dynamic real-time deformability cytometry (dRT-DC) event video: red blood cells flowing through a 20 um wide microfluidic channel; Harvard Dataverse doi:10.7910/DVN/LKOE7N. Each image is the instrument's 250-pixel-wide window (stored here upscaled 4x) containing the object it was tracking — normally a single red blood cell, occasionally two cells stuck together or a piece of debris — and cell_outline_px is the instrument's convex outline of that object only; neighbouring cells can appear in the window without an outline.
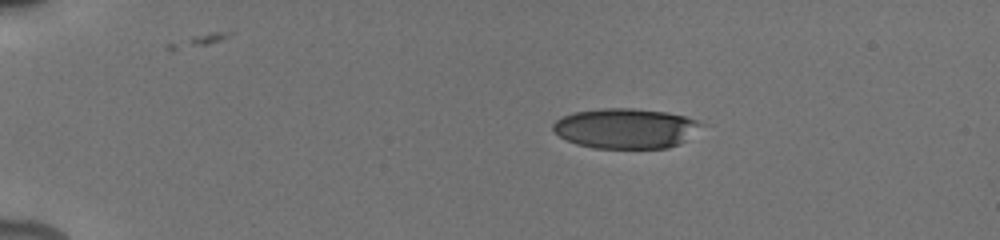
{"species": "human", "species_latin": "Homo sapiens", "temperature_condition": "cold", "stored_images_in_passage": 38, "camera_frame_rate_fps": 3000, "um_per_image_px": 0.085, "donor": {"sex": "male"}, "frame": {"image": 1, "passage_image": 1, "time_ms": 0.0, "image_size_px": [1000, 240], "cell_outline_px": [[708, 124], [680, 144], [668, 148], [592, 148], [576, 144], [560, 136], [552, 128], [552, 124], [556, 120], [564, 116], [576, 112], [604, 108], [632, 108], [668, 112], [684, 116]], "centroid_in_image_um": [53.24, 10.91], "position_along_channel_um": 31.8, "area_um2": 34.8}}
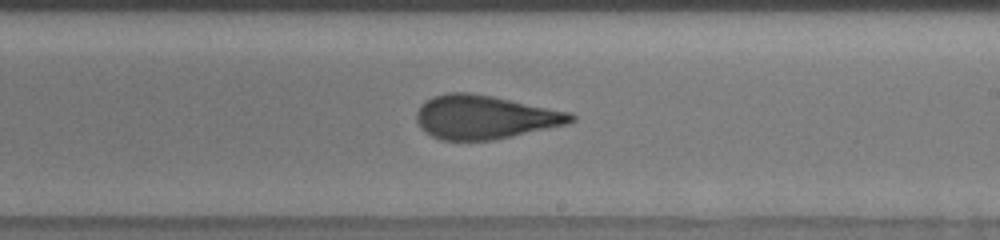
{"frame": {"image": 2, "passage_image": 22, "time_ms": 7.667, "image_size_px": [1000, 240], "cell_outline_px": [[576, 120], [568, 124], [512, 136], [492, 140], [440, 140], [432, 136], [420, 128], [416, 120], [416, 112], [420, 104], [424, 100], [432, 96], [448, 92], [468, 92], [492, 96], [572, 112], [576, 116]], "centroid_in_image_um": [41.19, 9.95], "position_along_channel_um": 247.8, "area_um2": 39.59}}
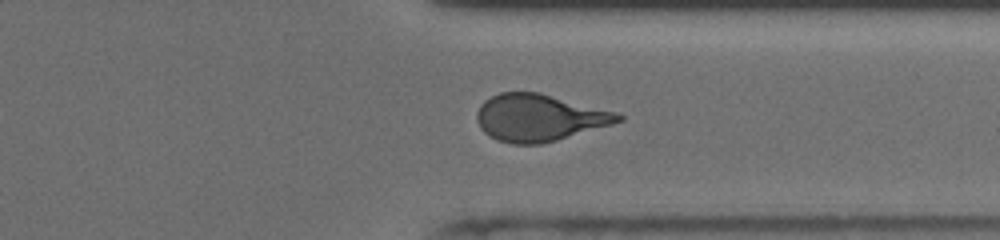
{"frame": {"image": 3, "passage_image": 32, "time_ms": 10.667, "image_size_px": [1000, 240], "cell_outline_px": [[624, 120], [612, 124], [556, 140], [540, 144], [512, 144], [496, 140], [488, 136], [480, 128], [476, 120], [476, 112], [480, 104], [484, 100], [500, 92], [540, 92], [616, 112], [624, 116]], "centroid_in_image_um": [45.79, 10.0], "position_along_channel_um": 365.6, "area_um2": 38.78}, "authors_computed_cell_mechanics": {"area_um2": 38.4659, "velocity_mm_per_s": 3.9201, "shape_relaxation_time_tau1_ms": 4.6958, "shape_relaxation_time_tau2_ms": 1.1752, "deformation_change_tau1": 0.186, "deformation_change_tau2": 0.0945}}